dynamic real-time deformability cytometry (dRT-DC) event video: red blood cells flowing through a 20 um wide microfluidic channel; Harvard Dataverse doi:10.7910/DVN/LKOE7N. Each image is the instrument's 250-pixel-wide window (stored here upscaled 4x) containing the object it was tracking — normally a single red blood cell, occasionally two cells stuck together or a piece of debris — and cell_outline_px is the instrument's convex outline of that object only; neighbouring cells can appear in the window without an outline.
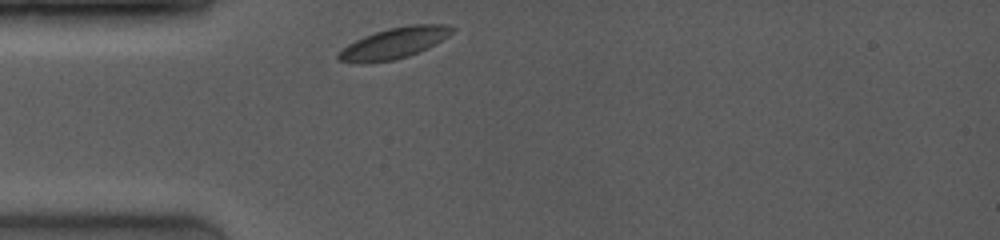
{"species": "common noctule bat (a hibernating species)", "species_latin": "Nyctalus noctula", "temperature_condition": "room temperature", "stored_images_in_passage": 16, "camera_frame_rate_fps": 4000, "um_per_image_px": 0.085, "animal": {"sex": "female", "body_mass_g": 19.0, "forearm_length_mm": 53.3}, "frame": {"image": 1, "passage_image": 1, "time_ms": 0.0, "image_size_px": [1000, 240], "cell_outline_px": [[456, 28], [448, 36], [428, 48], [408, 56], [392, 60], [364, 64], [360, 64], [340, 60], [336, 56], [348, 44], [364, 36], [388, 28], [412, 24], [448, 24]], "centroid_in_image_um": [33.53, 3.66], "position_along_channel_um": 51.5, "area_um2": 20.4}}
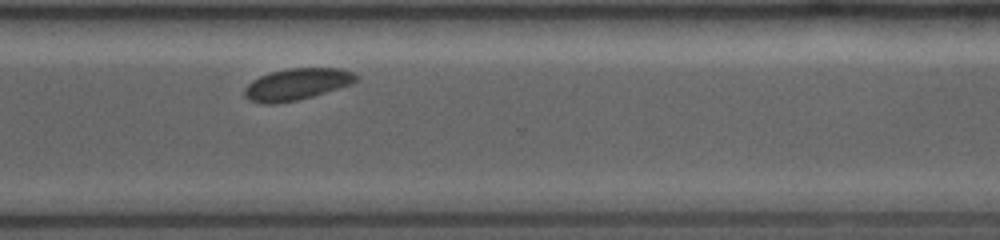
{"frame": {"image": 2, "passage_image": 13, "time_ms": 7.75, "image_size_px": [1000, 240], "cell_outline_px": [[360, 76], [352, 84], [312, 96], [296, 100], [276, 104], [264, 104], [248, 100], [244, 96], [244, 88], [252, 80], [260, 76], [272, 72], [288, 68], [340, 68], [356, 72]], "centroid_in_image_um": [25.24, 7.15], "position_along_channel_um": 345.4, "area_um2": 20.69}}
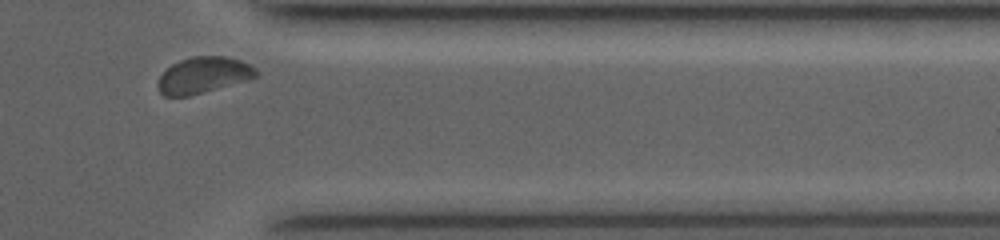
{"frame": {"image": 3, "passage_image": 15, "time_ms": 9.0, "image_size_px": [1000, 240], "cell_outline_px": [[256, 76], [248, 80], [204, 92], [188, 96], [164, 96], [160, 92], [156, 84], [160, 76], [172, 64], [180, 60], [192, 56], [224, 56], [240, 60], [256, 68]], "centroid_in_image_um": [17.26, 6.39], "position_along_channel_um": 394.1, "area_um2": 20.58}, "authors_computed_cell_mechanics": {"area_um2": 20.6346, "velocity_mm_per_s": 3.9134, "shape_relaxation_time_tau1_ms": 1.248, "shape_relaxation_time_tau2_ms": null, "deformation_change_tau1": 0.0321, "deformation_change_tau2": null}}